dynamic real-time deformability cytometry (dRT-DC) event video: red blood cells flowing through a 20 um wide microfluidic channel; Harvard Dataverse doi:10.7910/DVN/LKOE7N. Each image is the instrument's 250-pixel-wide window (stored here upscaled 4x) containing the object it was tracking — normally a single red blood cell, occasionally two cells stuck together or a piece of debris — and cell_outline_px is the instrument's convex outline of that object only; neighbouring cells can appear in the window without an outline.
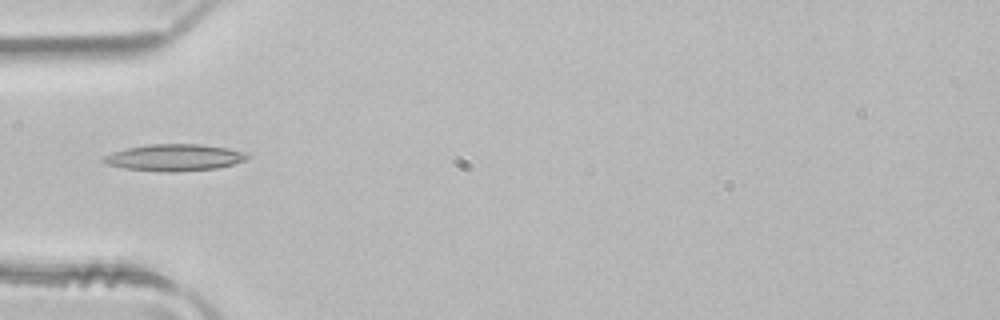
{"species": "common noctule bat (a hibernating species)", "species_latin": "Nyctalus noctula", "temperature_condition": "room temperature", "stored_images_in_passage": 4, "camera_frame_rate_fps": 3000, "um_per_image_px": 0.085, "animal": {"sex": "male", "body_mass_g": 21.5, "forearm_length_mm": 52.0}, "frame": {"image": 1, "passage_image": 4, "time_ms": 1.0, "image_size_px": [1000, 320], "cell_outline_px": [[248, 156], [244, 160], [232, 164], [216, 168], [172, 172], [168, 172], [124, 168], [108, 164], [100, 160], [104, 156], [112, 152], [128, 148], [152, 144], [200, 144], [228, 148], [244, 152]], "centroid_in_image_um": [14.8, 13.38], "position_along_channel_um": 70.2, "area_um2": 22.02}}